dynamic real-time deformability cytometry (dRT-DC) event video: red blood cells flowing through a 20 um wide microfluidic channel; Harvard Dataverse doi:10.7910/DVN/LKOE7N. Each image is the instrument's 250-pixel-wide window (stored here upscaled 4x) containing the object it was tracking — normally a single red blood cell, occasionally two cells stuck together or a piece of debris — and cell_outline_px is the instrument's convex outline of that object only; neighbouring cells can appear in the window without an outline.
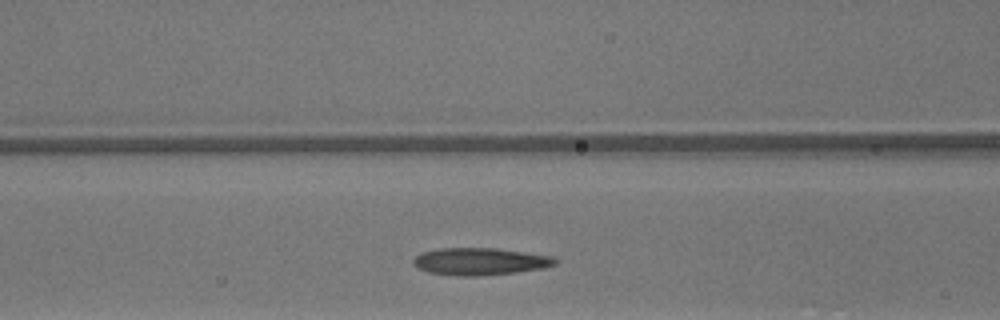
{"species": "common noctule bat (a hibernating species)", "species_latin": "Nyctalus noctula", "temperature_condition": "warm", "stored_images_in_passage": 28, "camera_frame_rate_fps": 3000, "um_per_image_px": 0.085, "animal": {"sex": "male", "body_mass_g": 13.3}, "frame": {"image": 1, "passage_image": 11, "time_ms": 3.333, "image_size_px": [1000, 320], "cell_outline_px": [[556, 264], [544, 268], [516, 272], [480, 276], [456, 276], [428, 272], [416, 268], [412, 264], [412, 260], [420, 252], [440, 248], [496, 248], [552, 256], [556, 260]], "centroid_in_image_um": [40.74, 22.23], "position_along_channel_um": 125.9, "area_um2": 22.66}}
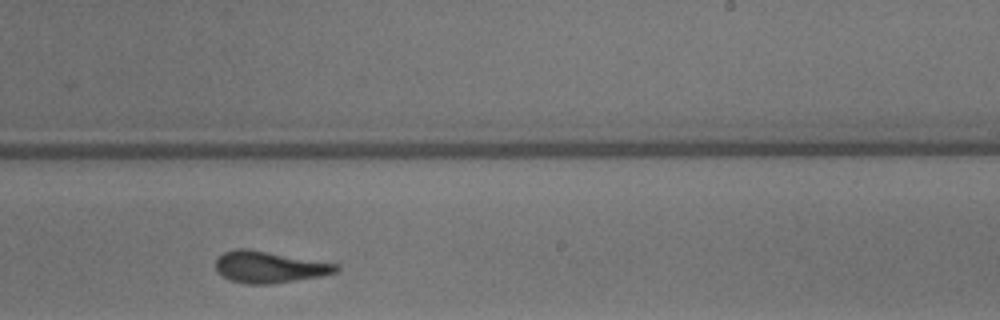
{"frame": {"image": 2, "passage_image": 21, "time_ms": 6.667, "image_size_px": [1000, 320], "cell_outline_px": [[340, 268], [336, 272], [320, 276], [272, 284], [248, 284], [232, 280], [224, 276], [216, 268], [216, 260], [224, 252], [236, 248], [244, 248], [268, 252], [336, 264]], "centroid_in_image_um": [22.88, 22.7], "position_along_channel_um": 266.1, "area_um2": 21.62}}
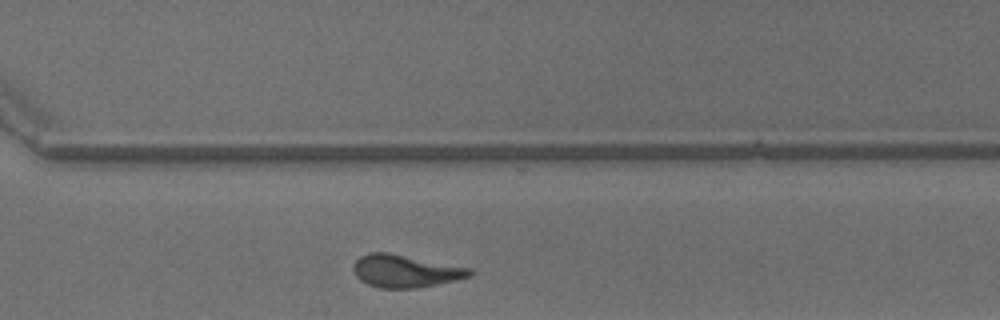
{"frame": {"image": 3, "passage_image": 26, "time_ms": 8.333, "image_size_px": [1000, 320], "cell_outline_px": [[472, 276], [456, 280], [416, 288], [380, 288], [368, 284], [360, 280], [356, 276], [352, 268], [352, 264], [360, 256], [368, 252], [388, 252], [472, 268]], "centroid_in_image_um": [34.43, 23.03], "position_along_channel_um": 336.2, "area_um2": 22.2}}